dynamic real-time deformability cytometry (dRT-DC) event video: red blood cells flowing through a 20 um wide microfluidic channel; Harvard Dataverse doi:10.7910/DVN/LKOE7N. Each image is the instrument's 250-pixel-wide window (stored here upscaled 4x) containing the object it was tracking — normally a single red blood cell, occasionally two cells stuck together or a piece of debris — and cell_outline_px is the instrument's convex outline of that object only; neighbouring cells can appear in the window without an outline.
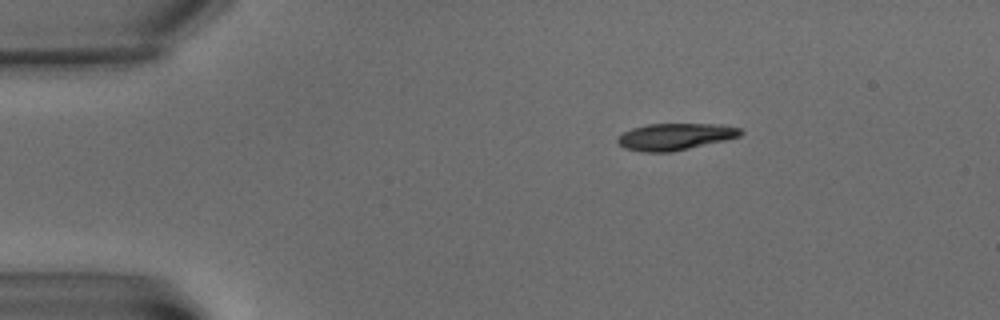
{"species": "common noctule bat (a hibernating species)", "species_latin": "Nyctalus noctula", "temperature_condition": "warm", "stored_images_in_passage": 1, "camera_frame_rate_fps": 3000, "um_per_image_px": 0.085, "animal": {"sex": "male", "body_mass_g": 15.6}, "frame": {"image": 1, "passage_image": 1, "time_ms": 0.0, "image_size_px": [1000, 320], "cell_outline_px": [[744, 132], [740, 136], [724, 140], [672, 152], [644, 152], [624, 148], [616, 140], [624, 132], [632, 128], [648, 124], [720, 124], [740, 128]], "centroid_in_image_um": [57.39, 11.61], "position_along_channel_um": 27.6, "area_um2": 19.02}}